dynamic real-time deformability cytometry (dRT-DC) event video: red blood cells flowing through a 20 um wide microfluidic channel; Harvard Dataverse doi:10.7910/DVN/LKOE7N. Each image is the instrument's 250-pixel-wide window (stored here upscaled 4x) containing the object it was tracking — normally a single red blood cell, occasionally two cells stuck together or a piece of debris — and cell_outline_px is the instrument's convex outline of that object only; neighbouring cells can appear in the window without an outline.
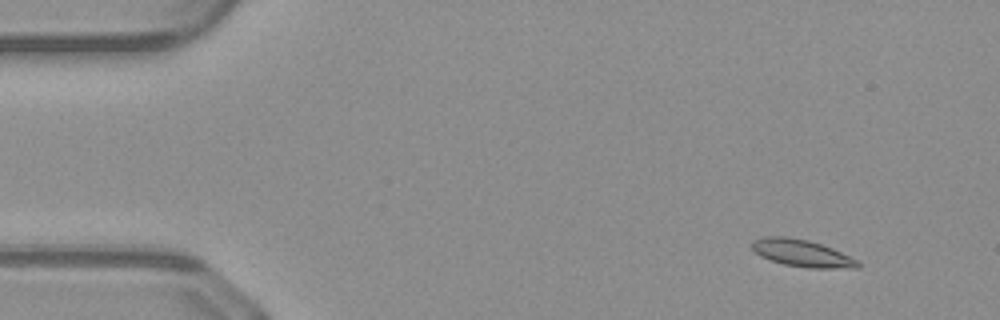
{"species": "common noctule bat (a hibernating species)", "species_latin": "Nyctalus noctula", "temperature_condition": "warm", "stored_images_in_passage": 47, "camera_frame_rate_fps": 3000, "um_per_image_px": 0.085, "animal": {"sex": "male", "body_mass_g": 23.1, "forearm_length_mm": 52.7}, "frame": {"image": 1, "passage_image": 1, "time_ms": 0.0, "image_size_px": [1000, 320], "cell_outline_px": [[860, 268], [808, 268], [784, 264], [760, 256], [752, 248], [752, 240], [764, 236], [788, 236], [808, 240], [832, 248], [860, 260]], "centroid_in_image_um": [68.2, 21.51], "position_along_channel_um": 16.8, "area_um2": 16.82}}
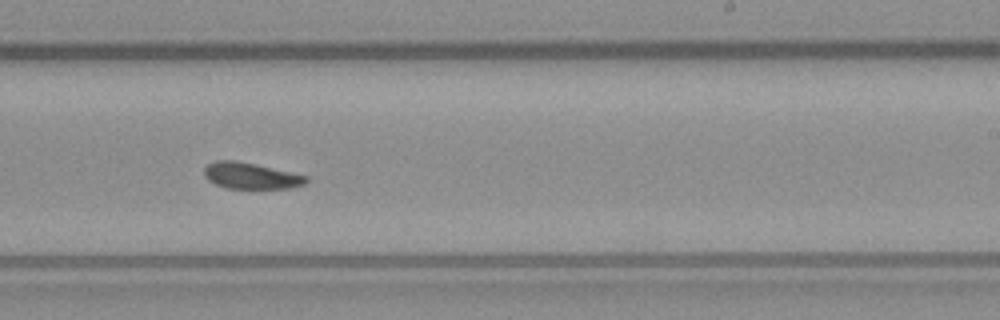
{"frame": {"image": 2, "passage_image": 27, "time_ms": 8.667, "image_size_px": [1000, 320], "cell_outline_px": [[308, 180], [304, 184], [288, 188], [224, 188], [208, 180], [204, 176], [204, 168], [208, 164], [216, 160], [236, 160], [308, 176]], "centroid_in_image_um": [21.28, 14.94], "position_along_channel_um": 267.7, "area_um2": 15.43}}
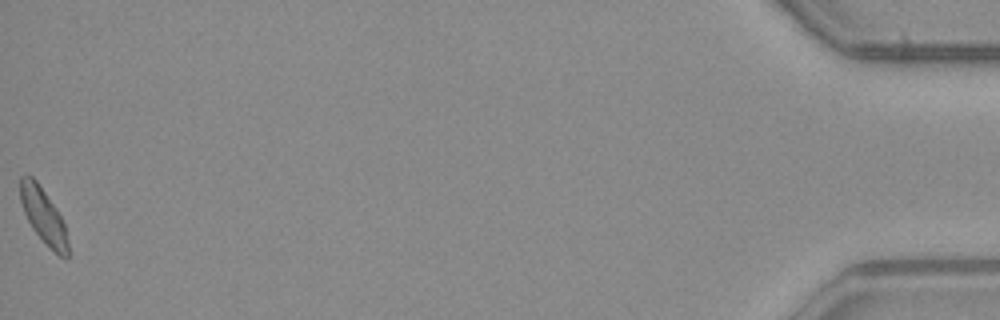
{"frame": {"image": 3, "passage_image": 47, "time_ms": 15.333, "image_size_px": [1000, 320], "cell_outline_px": [[68, 260], [60, 256], [32, 228], [24, 212], [20, 200], [20, 176], [32, 176], [36, 180], [56, 208], [64, 224], [68, 244]], "centroid_in_image_um": [3.68, 18.32], "position_along_channel_um": 431.5, "area_um2": 14.85}, "authors_computed_cell_mechanics": {"area_um2": 16.1262, "velocity_mm_per_s": 4.0793, "shape_relaxation_time_tau1_ms": 9.0228, "shape_relaxation_time_tau2_ms": 2.7232, "deformation_change_tau1": 0.206, "deformation_change_tau2": 0.0689}}